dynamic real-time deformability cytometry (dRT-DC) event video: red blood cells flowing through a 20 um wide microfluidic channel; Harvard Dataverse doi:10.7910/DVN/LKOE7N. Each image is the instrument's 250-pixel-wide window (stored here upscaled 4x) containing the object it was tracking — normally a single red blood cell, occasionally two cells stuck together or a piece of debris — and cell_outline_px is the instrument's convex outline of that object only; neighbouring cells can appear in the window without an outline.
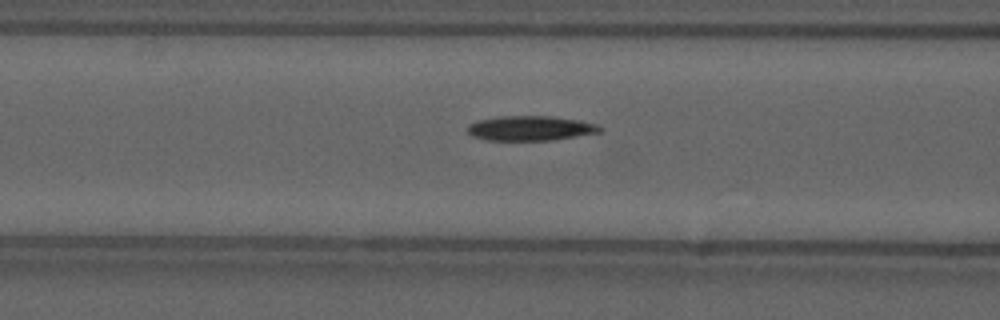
{"species": "common noctule bat (a hibernating species)", "species_latin": "Nyctalus noctula", "temperature_condition": "cold", "stored_images_in_passage": 39, "camera_frame_rate_fps": 3000, "um_per_image_px": 0.085, "animal": {"sex": "male", "forearm_length_mm": 52.5}, "frame": {"image": 1, "passage_image": 7, "time_ms": 2.0, "image_size_px": [1000, 320], "cell_outline_px": [[604, 128], [600, 132], [552, 140], [488, 140], [472, 136], [468, 132], [468, 124], [476, 120], [500, 116], [552, 116], [580, 120], [596, 124]], "centroid_in_image_um": [45.08, 10.89], "position_along_channel_um": 121.5, "area_um2": 19.13}, "authors_computed_cell_mechanics": {"area_um2": 19.074, "velocity_mm_per_s": 3.6889, "shape_relaxation_time_tau1_ms": 4.3037, "shape_relaxation_time_tau2_ms": null, "deformation_change_tau1": 0.107, "deformation_change_tau2": null}}